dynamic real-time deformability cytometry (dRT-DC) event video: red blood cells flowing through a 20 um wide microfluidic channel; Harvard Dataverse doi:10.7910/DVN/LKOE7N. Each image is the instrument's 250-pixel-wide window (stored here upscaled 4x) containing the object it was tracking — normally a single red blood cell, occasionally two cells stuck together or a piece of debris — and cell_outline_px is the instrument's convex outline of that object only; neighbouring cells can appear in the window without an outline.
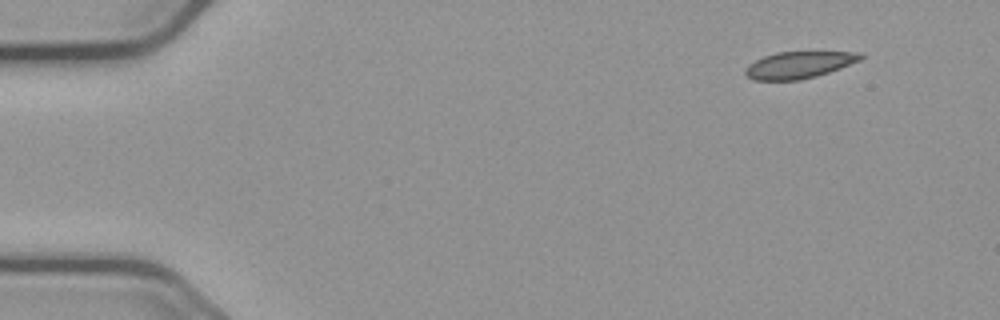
{"species": "common noctule bat (a hibernating species)", "species_latin": "Nyctalus noctula", "temperature_condition": "cold", "stored_images_in_passage": 52, "camera_frame_rate_fps": 3000, "um_per_image_px": 0.085, "animal": {"sex": "male", "body_mass_g": 23.1, "forearm_length_mm": 52.7}, "frame": {"image": 1, "passage_image": 1, "time_ms": 0.0, "image_size_px": [1000, 320], "cell_outline_px": [[864, 56], [860, 60], [840, 68], [816, 76], [800, 80], [752, 80], [744, 72], [744, 68], [748, 64], [764, 56], [776, 52], [864, 52]], "centroid_in_image_um": [67.89, 5.51], "position_along_channel_um": 17.1, "area_um2": 17.98}}
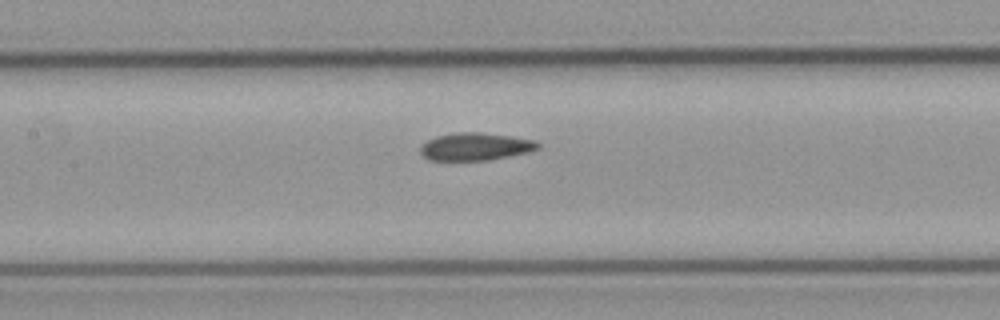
{"frame": {"image": 2, "passage_image": 22, "time_ms": 7.0, "image_size_px": [1000, 320], "cell_outline_px": [[540, 148], [528, 152], [488, 160], [428, 160], [420, 152], [420, 148], [428, 140], [436, 136], [456, 132], [480, 132], [512, 136], [536, 140], [540, 144]], "centroid_in_image_um": [40.44, 12.45], "position_along_channel_um": 167.0, "area_um2": 18.9}}
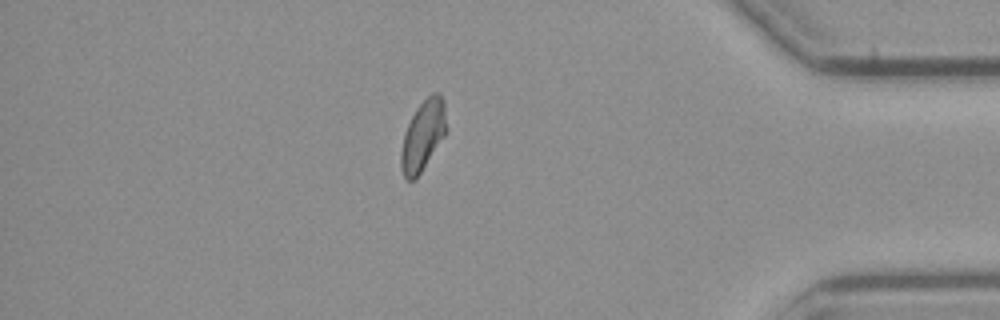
{"frame": {"image": 3, "passage_image": 44, "time_ms": 14.333, "image_size_px": [1000, 320], "cell_outline_px": [[444, 136], [420, 172], [412, 180], [408, 180], [404, 176], [400, 168], [400, 152], [404, 132], [416, 108], [432, 92], [440, 92], [444, 100]], "centroid_in_image_um": [35.91, 11.5], "position_along_channel_um": 399.3, "area_um2": 18.03}, "authors_computed_cell_mechanics": {"area_um2": 18.6694, "velocity_mm_per_s": 3.6738, "shape_relaxation_time_tau1_ms": 6.5643, "shape_relaxation_time_tau2_ms": 2.5749, "deformation_change_tau1": 0.1342, "deformation_change_tau2": 0.0674}}